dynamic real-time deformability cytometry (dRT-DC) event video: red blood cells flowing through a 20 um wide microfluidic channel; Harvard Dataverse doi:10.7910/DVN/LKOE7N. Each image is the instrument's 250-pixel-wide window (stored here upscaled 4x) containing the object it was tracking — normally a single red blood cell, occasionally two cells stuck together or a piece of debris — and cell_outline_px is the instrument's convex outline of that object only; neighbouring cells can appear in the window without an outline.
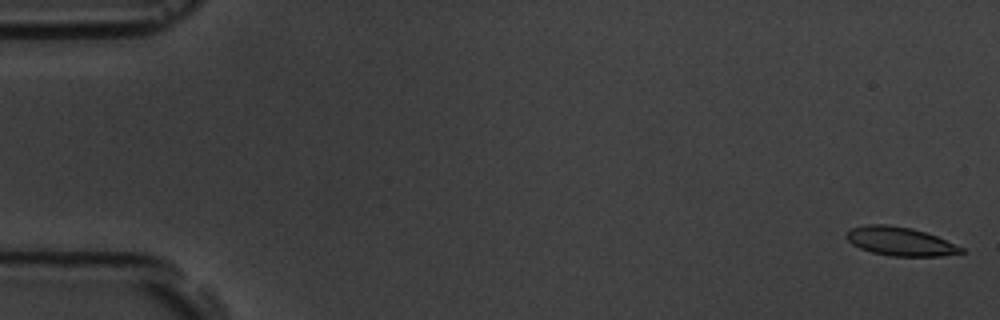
{"species": "common noctule bat (a hibernating species)", "species_latin": "Nyctalus noctula", "temperature_condition": "room temperature", "stored_images_in_passage": 4, "camera_frame_rate_fps": 3000, "um_per_image_px": 0.085, "animal": {"sex": "male", "body_mass_g": 19.5, "forearm_length_mm": 54.6}, "frame": {"image": 1, "passage_image": 1, "time_ms": 0.0, "image_size_px": [1000, 320], "cell_outline_px": [[968, 252], [940, 256], [892, 256], [872, 252], [860, 248], [852, 244], [844, 236], [852, 228], [868, 224], [888, 224], [912, 228], [936, 236], [964, 248]], "centroid_in_image_um": [76.53, 20.52], "position_along_channel_um": 8.5, "area_um2": 19.13}}